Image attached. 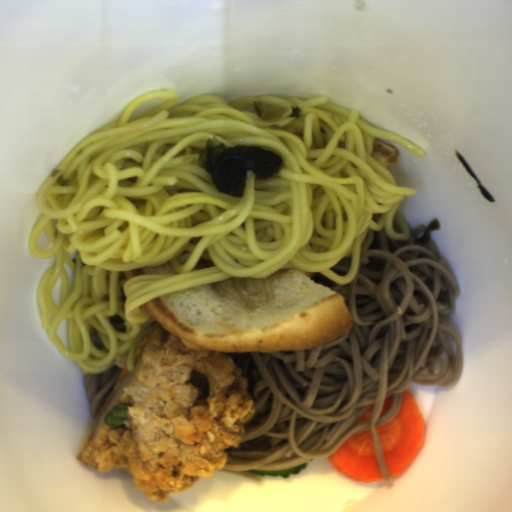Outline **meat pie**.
Here are the masks:
<instances>
[{"instance_id":"obj_1","label":"meat pie","mask_w":512,"mask_h":512,"mask_svg":"<svg viewBox=\"0 0 512 512\" xmlns=\"http://www.w3.org/2000/svg\"><path fill=\"white\" fill-rule=\"evenodd\" d=\"M134 371L120 372L77 455L98 472L125 469L138 491L166 502L222 469L253 418L249 378L224 351L195 349L164 328L138 344ZM127 404L126 424L107 426Z\"/></svg>"}]
</instances>
